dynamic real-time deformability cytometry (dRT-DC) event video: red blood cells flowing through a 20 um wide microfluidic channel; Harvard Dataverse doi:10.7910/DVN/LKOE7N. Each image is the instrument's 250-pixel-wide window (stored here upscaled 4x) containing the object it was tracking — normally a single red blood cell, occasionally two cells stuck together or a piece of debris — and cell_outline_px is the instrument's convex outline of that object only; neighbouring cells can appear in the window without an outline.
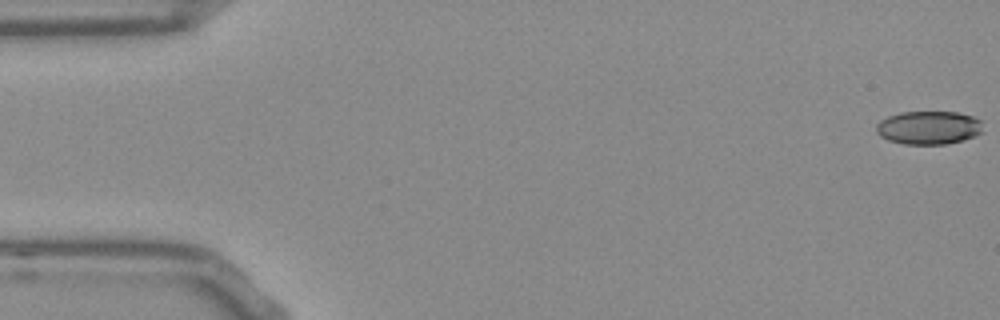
{"species": "Egyptian fruit bat (a non-hibernating species)", "species_latin": "Rousettus aegyptiacus", "temperature_condition": "room temperature", "stored_images_in_passage": 15, "camera_frame_rate_fps": 3000, "um_per_image_px": 0.085, "frame": {"image": 1, "passage_image": 1, "time_ms": 0.0, "image_size_px": [1000, 320], "cell_outline_px": [[984, 132], [960, 140], [944, 144], [904, 144], [888, 140], [880, 136], [876, 132], [876, 124], [880, 120], [888, 116], [900, 112], [960, 112], [972, 116], [980, 120]], "centroid_in_image_um": [78.91, 10.84], "position_along_channel_um": 6.1, "area_um2": 20.75}}
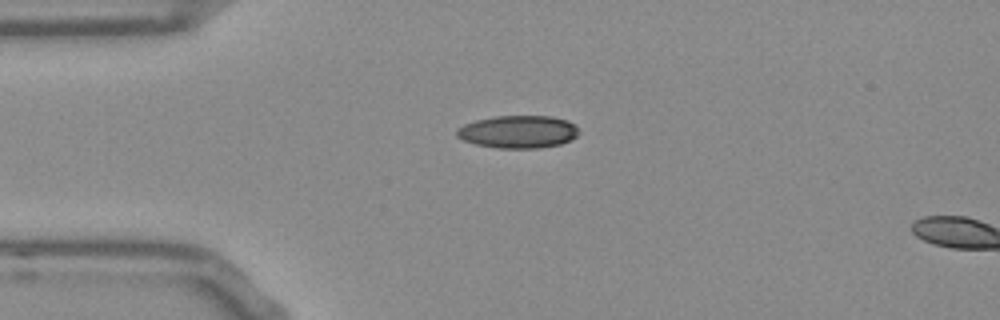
{"frame": {"image": 2, "passage_image": 13, "time_ms": 4.0, "image_size_px": [1000, 320], "cell_outline_px": [[580, 132], [576, 136], [560, 144], [540, 148], [496, 148], [476, 144], [464, 140], [456, 136], [456, 128], [464, 124], [476, 120], [496, 116], [552, 116], [568, 120]], "centroid_in_image_um": [44.02, 11.2], "position_along_channel_um": 41.0, "area_um2": 23.18}}